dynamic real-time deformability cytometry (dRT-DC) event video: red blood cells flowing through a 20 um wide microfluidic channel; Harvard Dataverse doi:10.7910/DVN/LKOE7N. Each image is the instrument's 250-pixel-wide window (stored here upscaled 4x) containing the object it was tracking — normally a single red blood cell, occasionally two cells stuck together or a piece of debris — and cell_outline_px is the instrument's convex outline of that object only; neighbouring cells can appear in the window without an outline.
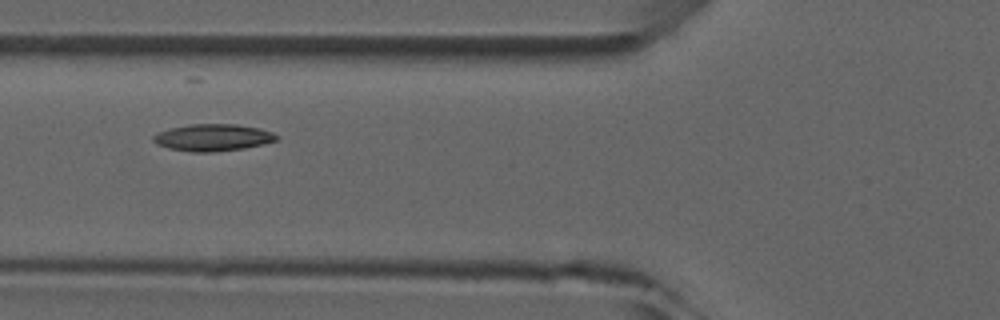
{"species": "common noctule bat (a hibernating species)", "species_latin": "Nyctalus noctula", "temperature_condition": "room temperature", "stored_images_in_passage": 7, "camera_frame_rate_fps": 3000, "um_per_image_px": 0.085, "animal": {"sex": "male", "forearm_length_mm": 52.5}, "frame": {"image": 1, "passage_image": 5, "time_ms": 5.333, "image_size_px": [1000, 320], "cell_outline_px": [[280, 140], [244, 148], [212, 152], [192, 152], [168, 148], [156, 144], [152, 140], [152, 136], [160, 132], [172, 128], [188, 124], [236, 124], [260, 128], [272, 132], [280, 136]], "centroid_in_image_um": [18.13, 11.69], "position_along_channel_um": 107.7, "area_um2": 19.42}}